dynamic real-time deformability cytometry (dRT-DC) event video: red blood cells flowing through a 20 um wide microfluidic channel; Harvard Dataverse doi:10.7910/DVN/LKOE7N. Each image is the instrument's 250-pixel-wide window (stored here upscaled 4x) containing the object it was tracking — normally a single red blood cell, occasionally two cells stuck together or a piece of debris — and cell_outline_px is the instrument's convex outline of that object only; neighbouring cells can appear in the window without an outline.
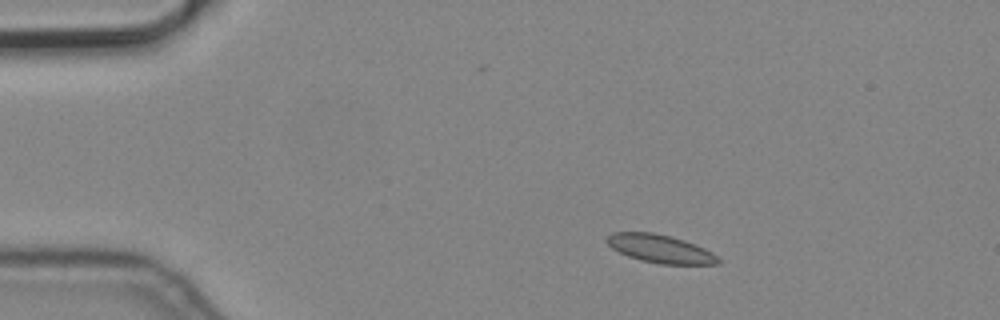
{"species": "common noctule bat (a hibernating species)", "species_latin": "Nyctalus noctula", "temperature_condition": "cold", "stored_images_in_passage": 3, "camera_frame_rate_fps": 3000, "um_per_image_px": 0.085, "animal": {"sex": "male", "body_mass_g": 19.2, "forearm_length_mm": 51.8}, "frame": {"image": 1, "passage_image": 2, "time_ms": 0.333, "image_size_px": [1000, 320], "cell_outline_px": [[720, 264], [660, 264], [640, 260], [628, 256], [612, 248], [604, 240], [612, 232], [652, 232], [672, 236], [696, 244], [712, 252], [720, 260]], "centroid_in_image_um": [56.11, 21.14], "position_along_channel_um": 28.9, "area_um2": 18.32}}